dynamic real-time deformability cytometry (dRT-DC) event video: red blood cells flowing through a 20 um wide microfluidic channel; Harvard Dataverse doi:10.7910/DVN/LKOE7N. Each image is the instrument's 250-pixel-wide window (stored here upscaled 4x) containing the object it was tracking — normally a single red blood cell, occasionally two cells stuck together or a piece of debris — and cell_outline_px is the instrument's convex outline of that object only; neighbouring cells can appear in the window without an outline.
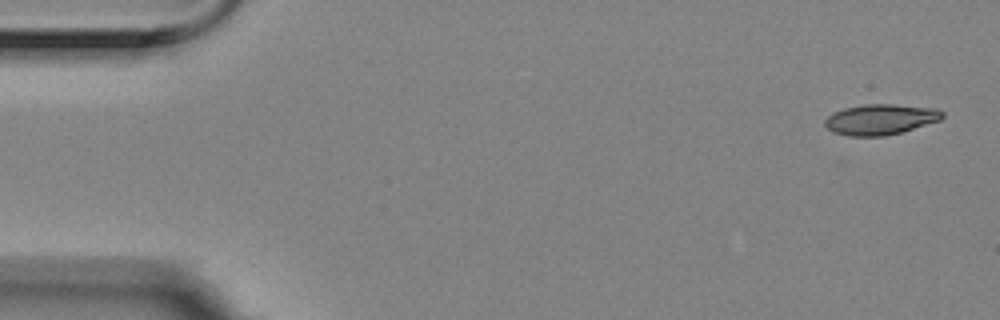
{"species": "Egyptian fruit bat (a non-hibernating species)", "species_latin": "Rousettus aegyptiacus", "temperature_condition": "room temperature", "stored_images_in_passage": 6, "camera_frame_rate_fps": 3000, "um_per_image_px": 0.085, "animal": {"sex": "female"}, "frame": {"image": 1, "passage_image": 1, "time_ms": 0.0, "image_size_px": [1000, 320], "cell_outline_px": [[944, 116], [940, 120], [900, 132], [884, 136], [848, 136], [832, 132], [824, 124], [824, 120], [832, 112], [844, 108], [864, 104], [892, 104], [936, 108], [944, 112]], "centroid_in_image_um": [74.81, 10.14], "position_along_channel_um": 10.2, "area_um2": 20.92}}
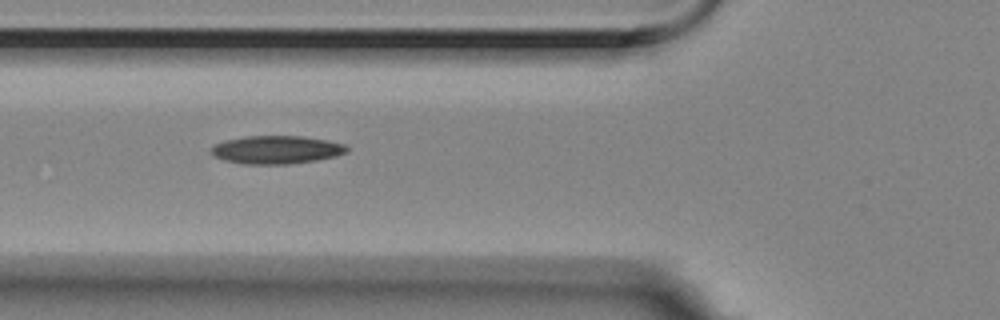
{"frame": {"image": 2, "passage_image": 6, "time_ms": 1.667, "image_size_px": [1000, 320], "cell_outline_px": [[348, 152], [336, 156], [316, 160], [288, 164], [244, 164], [224, 160], [212, 156], [208, 152], [216, 144], [224, 140], [244, 136], [304, 136], [328, 140], [344, 144], [348, 148]], "centroid_in_image_um": [23.48, 12.72], "position_along_channel_um": 102.3, "area_um2": 22.43}}